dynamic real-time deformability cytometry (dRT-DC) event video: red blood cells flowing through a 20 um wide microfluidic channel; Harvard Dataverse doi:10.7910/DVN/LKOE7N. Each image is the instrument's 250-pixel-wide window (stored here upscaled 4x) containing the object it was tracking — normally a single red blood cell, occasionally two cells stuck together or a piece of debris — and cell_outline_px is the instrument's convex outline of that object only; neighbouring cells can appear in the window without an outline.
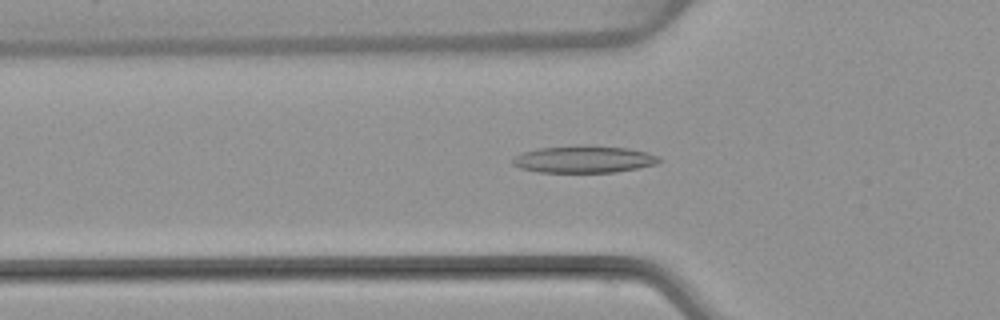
{"species": "common noctule bat (a hibernating species)", "species_latin": "Nyctalus noctula", "temperature_condition": "warm", "stored_images_in_passage": 53, "camera_frame_rate_fps": 3000, "um_per_image_px": 0.085, "animal": {"sex": "female", "body_mass_g": 22.7, "forearm_length_mm": 54.2}, "frame": {"image": 1, "passage_image": 18, "time_ms": 5.667, "image_size_px": [1000, 320], "cell_outline_px": [[660, 160], [656, 164], [616, 172], [536, 172], [520, 168], [512, 164], [512, 160], [520, 152], [540, 148], [580, 144], [592, 144], [628, 148], [648, 152], [660, 156]], "centroid_in_image_um": [49.62, 13.52], "position_along_channel_um": 76.2, "area_um2": 23.52}}
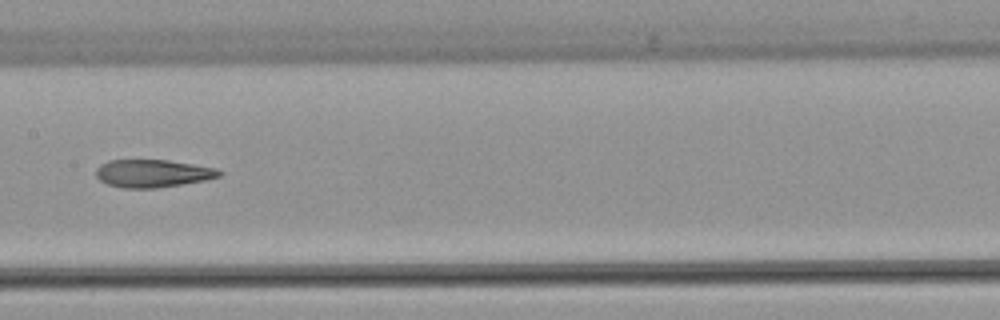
{"frame": {"image": 2, "passage_image": 27, "time_ms": 8.667, "image_size_px": [1000, 320], "cell_outline_px": [[224, 172], [220, 176], [208, 180], [156, 188], [124, 188], [108, 184], [100, 180], [96, 176], [96, 168], [100, 164], [108, 160], [168, 160], [216, 168]], "centroid_in_image_um": [12.99, 14.74], "position_along_channel_um": 194.4, "area_um2": 20.0}}
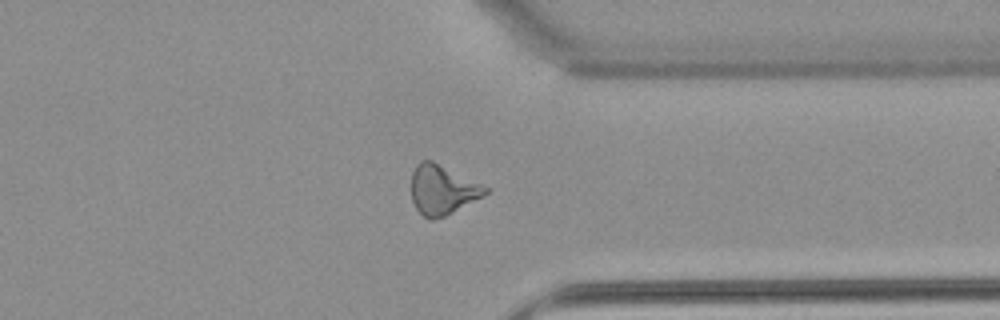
{"frame": {"image": 3, "passage_image": 41, "time_ms": 13.333, "image_size_px": [1000, 320], "cell_outline_px": [[488, 192], [484, 196], [444, 216], [432, 220], [428, 220], [416, 208], [412, 200], [412, 172], [416, 164], [420, 160], [432, 160], [488, 188]], "centroid_in_image_um": [37.57, 16.13], "position_along_channel_um": 373.8, "area_um2": 21.04}, "authors_computed_cell_mechanics": {"area_um2": 21.386, "velocity_mm_per_s": 3.9063, "shape_relaxation_time_tau1_ms": null, "shape_relaxation_time_tau2_ms": 3.5635, "deformation_change_tau1": null, "deformation_change_tau2": 0.1348}}